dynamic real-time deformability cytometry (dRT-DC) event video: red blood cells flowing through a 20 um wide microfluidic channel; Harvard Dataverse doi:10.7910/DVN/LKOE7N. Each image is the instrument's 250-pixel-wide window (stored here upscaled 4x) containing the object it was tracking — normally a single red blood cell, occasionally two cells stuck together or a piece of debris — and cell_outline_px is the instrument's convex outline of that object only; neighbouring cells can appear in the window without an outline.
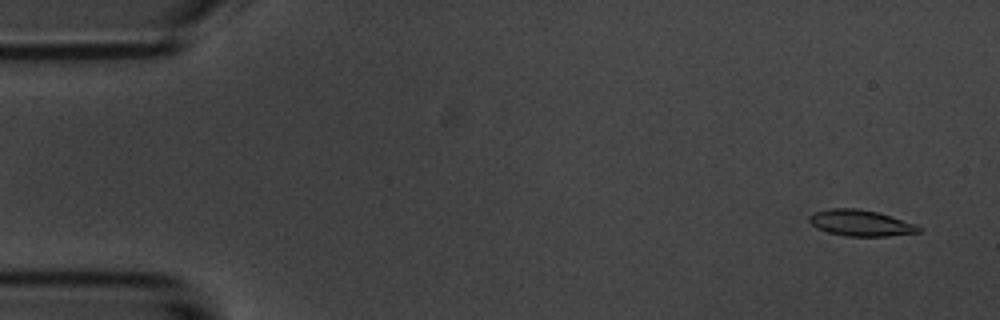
{"species": "common noctule bat (a hibernating species)", "species_latin": "Nyctalus noctula", "temperature_condition": "room temperature", "stored_images_in_passage": 6, "segment_of_instrument_passage": [2, 2], "camera_frame_rate_fps": 3000, "um_per_image_px": 0.085, "animal": {"sex": "male", "body_mass_g": 20.1, "forearm_length_mm": 53.5}, "frame": {"image": 1, "passage_image": 6, "time_ms": 6.0, "image_size_px": [1000, 320], "cell_outline_px": [[924, 228], [920, 232], [888, 236], [844, 236], [828, 232], [816, 228], [808, 220], [808, 216], [816, 212], [832, 208], [856, 208], [876, 212], [916, 224]], "centroid_in_image_um": [73.16, 18.96], "position_along_channel_um": 11.8, "area_um2": 16.59}}